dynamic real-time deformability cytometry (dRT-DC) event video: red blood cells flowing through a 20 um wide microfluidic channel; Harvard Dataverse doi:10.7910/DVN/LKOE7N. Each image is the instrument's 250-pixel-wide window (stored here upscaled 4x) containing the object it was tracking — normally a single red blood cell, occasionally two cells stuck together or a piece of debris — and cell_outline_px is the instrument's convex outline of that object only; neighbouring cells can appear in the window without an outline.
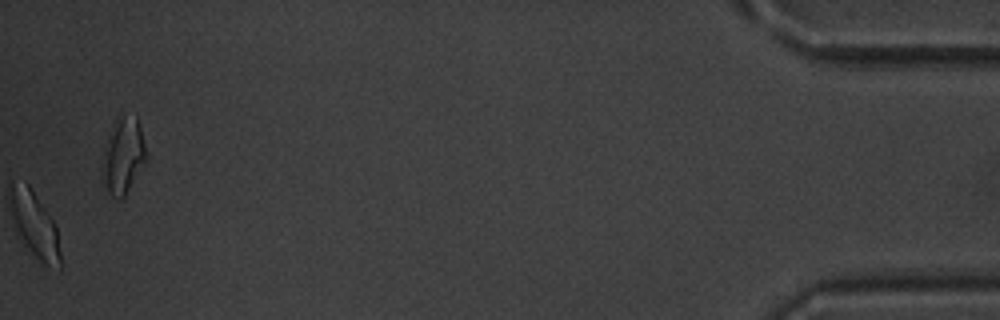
{"species": "common noctule bat (a hibernating species)", "species_latin": "Nyctalus noctula", "temperature_condition": "warm", "stored_images_in_passage": 43, "camera_frame_rate_fps": 3000, "um_per_image_px": 0.085, "animal": {"sex": "male", "body_mass_g": 20.1, "forearm_length_mm": 53.5}, "frame": {"image": 1, "passage_image": 43, "time_ms": 14.0, "image_size_px": [1000, 320], "cell_outline_px": [[148, 160], [124, 196], [120, 200], [116, 200], [108, 192], [100, 180], [100, 168], [108, 136], [112, 124], [124, 112], [136, 116], [140, 128], [148, 156]], "centroid_in_image_um": [10.45, 13.26], "position_along_channel_um": 424.7, "area_um2": 20.06}, "authors_computed_cell_mechanics": {"area_um2": 18.0914, "velocity_mm_per_s": 3.7634, "shape_relaxation_time_tau1_ms": 3.0797, "shape_relaxation_time_tau2_ms": 1.2931, "deformation_change_tau1": 0.1213, "deformation_change_tau2": 0.0834}}